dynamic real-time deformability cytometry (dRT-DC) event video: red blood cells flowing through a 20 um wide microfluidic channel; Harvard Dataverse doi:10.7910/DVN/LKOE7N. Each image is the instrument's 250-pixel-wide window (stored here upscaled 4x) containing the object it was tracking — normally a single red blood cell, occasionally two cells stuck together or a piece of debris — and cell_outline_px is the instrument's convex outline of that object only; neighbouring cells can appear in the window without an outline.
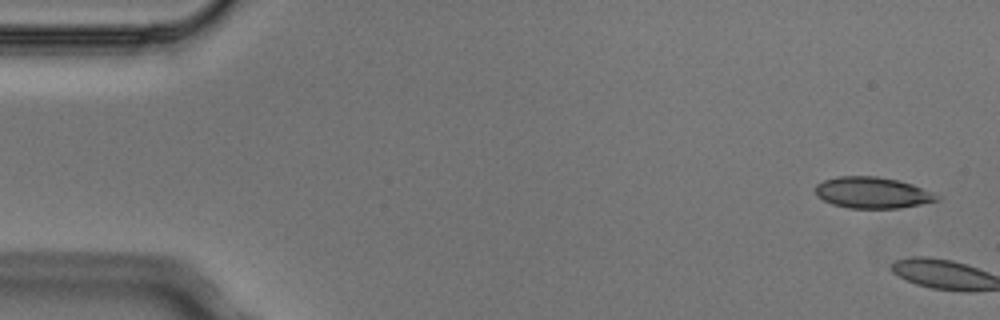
{"species": "Egyptian fruit bat (a non-hibernating species)", "species_latin": "Rousettus aegyptiacus", "temperature_condition": "cold", "stored_images_in_passage": 4, "camera_frame_rate_fps": 3000, "um_per_image_px": 0.085, "animal": {"sex": "male"}, "frame": {"image": 1, "passage_image": 1, "time_ms": 0.0, "image_size_px": [1000, 320], "cell_outline_px": [[940, 200], [900, 208], [848, 208], [832, 204], [816, 196], [816, 184], [824, 180], [840, 176], [876, 176], [896, 180], [912, 184], [936, 192], [940, 196]], "centroid_in_image_um": [74.19, 16.38], "position_along_channel_um": 10.8, "area_um2": 22.2}}